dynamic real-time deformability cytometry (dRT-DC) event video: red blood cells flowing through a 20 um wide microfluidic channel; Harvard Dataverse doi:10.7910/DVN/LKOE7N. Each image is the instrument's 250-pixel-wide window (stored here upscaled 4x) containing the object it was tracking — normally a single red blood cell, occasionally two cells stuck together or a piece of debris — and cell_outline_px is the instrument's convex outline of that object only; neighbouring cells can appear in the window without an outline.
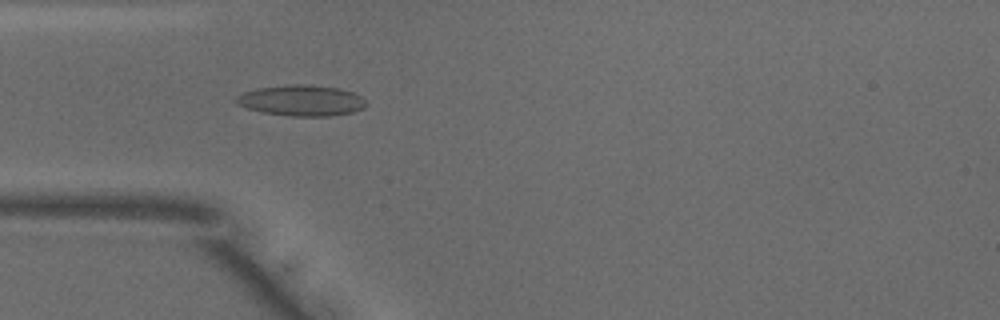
{"species": "common noctule bat (a hibernating species)", "species_latin": "Nyctalus noctula", "temperature_condition": "warm", "stored_images_in_passage": 50, "camera_frame_rate_fps": 3000, "um_per_image_px": 0.085, "animal": {"sex": "male", "body_mass_g": 18.8}, "frame": {"image": 1, "passage_image": 14, "time_ms": 4.333, "image_size_px": [1000, 320], "cell_outline_px": [[364, 108], [352, 112], [328, 116], [288, 116], [260, 112], [236, 104], [232, 100], [236, 96], [244, 92], [256, 88], [292, 84], [300, 84], [340, 88], [352, 92], [360, 96], [364, 100]], "centroid_in_image_um": [25.55, 8.54], "position_along_channel_um": 59.4, "area_um2": 23.35}}
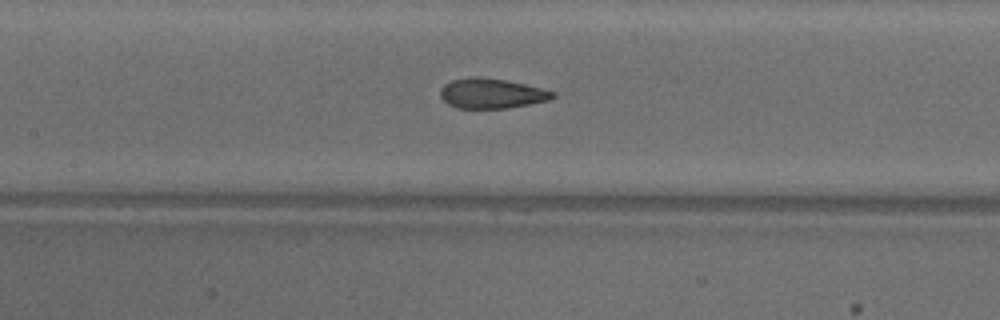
{"frame": {"image": 2, "passage_image": 22, "time_ms": 7.0, "image_size_px": [1000, 320], "cell_outline_px": [[556, 96], [548, 100], [508, 108], [456, 108], [448, 104], [440, 96], [440, 88], [444, 84], [452, 80], [468, 76], [476, 76], [504, 80], [544, 88], [556, 92]], "centroid_in_image_um": [41.77, 7.93], "position_along_channel_um": 165.6, "area_um2": 19.71}}
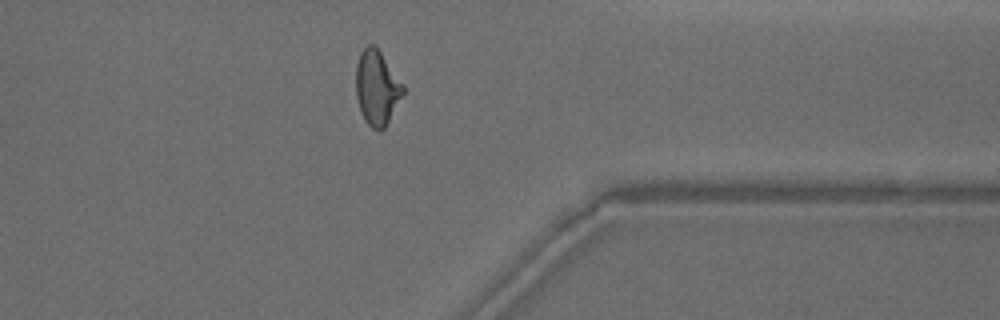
{"frame": {"image": 3, "passage_image": 39, "time_ms": 12.667, "image_size_px": [1000, 320], "cell_outline_px": [[404, 92], [384, 128], [372, 128], [364, 120], [360, 112], [356, 96], [356, 64], [360, 52], [368, 44], [376, 44], [404, 84]], "centroid_in_image_um": [32.02, 7.39], "position_along_channel_um": 379.4, "area_um2": 20.58}, "authors_computed_cell_mechanics": {"area_um2": 20.4034, "velocity_mm_per_s": 3.9735, "shape_relaxation_time_tau1_ms": null, "shape_relaxation_time_tau2_ms": 1.1649, "deformation_change_tau1": null, "deformation_change_tau2": 0.0857}}